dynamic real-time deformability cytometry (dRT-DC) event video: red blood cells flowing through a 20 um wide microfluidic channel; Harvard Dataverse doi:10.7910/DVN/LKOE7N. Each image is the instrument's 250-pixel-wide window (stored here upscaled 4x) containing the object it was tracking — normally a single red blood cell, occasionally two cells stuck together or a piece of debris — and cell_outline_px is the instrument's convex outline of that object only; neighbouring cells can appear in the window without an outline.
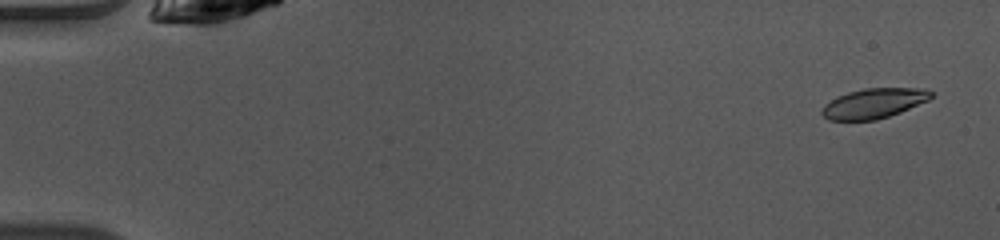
{"species": "common noctule bat (a hibernating species)", "species_latin": "Nyctalus noctula", "temperature_condition": "warm", "stored_images_in_passage": 24, "camera_frame_rate_fps": 3000, "um_per_image_px": 0.085, "animal": {"sex": "female", "body_mass_g": 10.0, "forearm_length_mm": 53.1}, "frame": {"image": 1, "passage_image": 3, "time_ms": 0.667, "image_size_px": [1000, 240], "cell_outline_px": [[932, 96], [928, 100], [900, 112], [876, 120], [828, 120], [820, 112], [824, 104], [848, 92], [864, 88], [928, 88], [932, 92]], "centroid_in_image_um": [74.28, 8.78], "position_along_channel_um": 10.7, "area_um2": 18.9}}
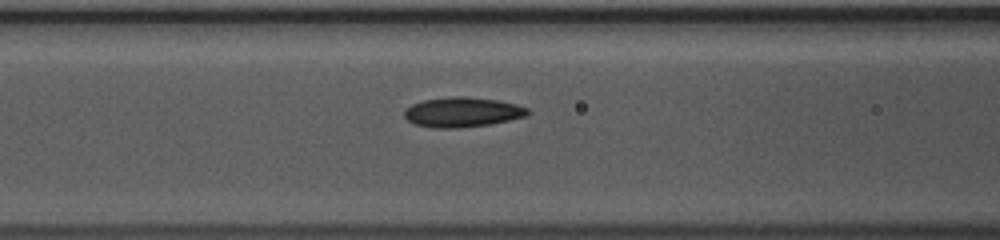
{"frame": {"image": 2, "passage_image": 21, "time_ms": 6.667, "image_size_px": [1000, 240], "cell_outline_px": [[532, 112], [528, 116], [488, 124], [460, 128], [432, 128], [412, 124], [404, 116], [404, 112], [412, 104], [424, 100], [452, 96], [468, 96], [496, 100], [516, 104], [528, 108]], "centroid_in_image_um": [39.31, 9.53], "position_along_channel_um": 127.3, "area_um2": 21.56}}
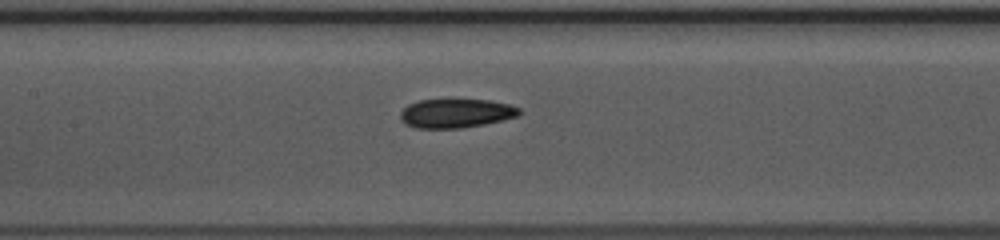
{"frame": {"image": 3, "passage_image": 24, "time_ms": 7.667, "image_size_px": [1000, 240], "cell_outline_px": [[520, 116], [484, 124], [460, 128], [416, 128], [404, 124], [400, 120], [400, 112], [408, 104], [420, 100], [452, 96], [492, 100], [508, 104], [520, 108]], "centroid_in_image_um": [38.74, 9.57], "position_along_channel_um": 168.7, "area_um2": 21.15}}